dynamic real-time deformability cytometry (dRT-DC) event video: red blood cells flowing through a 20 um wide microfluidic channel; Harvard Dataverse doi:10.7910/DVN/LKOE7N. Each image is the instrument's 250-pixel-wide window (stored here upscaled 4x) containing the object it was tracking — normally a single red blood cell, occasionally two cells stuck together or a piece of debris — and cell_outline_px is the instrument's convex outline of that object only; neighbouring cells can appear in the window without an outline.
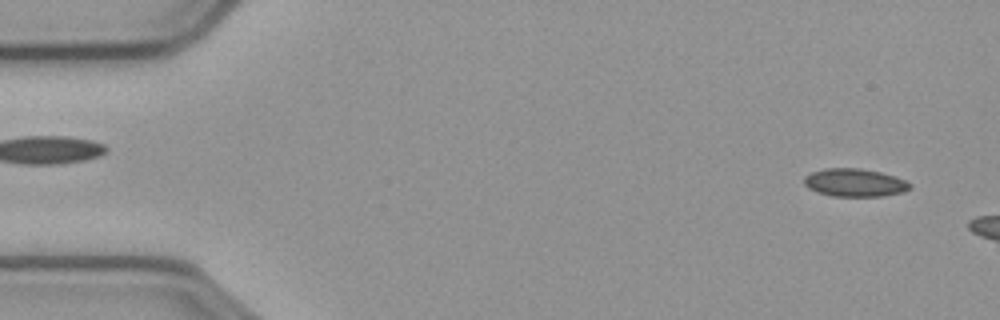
{"species": "common noctule bat (a hibernating species)", "species_latin": "Nyctalus noctula", "temperature_condition": "cold", "stored_images_in_passage": 8, "camera_frame_rate_fps": 3000, "um_per_image_px": 0.085, "animal": {"sex": "male", "body_mass_g": 23.1, "forearm_length_mm": 52.7}, "frame": {"image": 1, "passage_image": 3, "time_ms": 0.667, "image_size_px": [1000, 320], "cell_outline_px": [[912, 188], [904, 192], [884, 196], [832, 196], [816, 192], [808, 188], [804, 184], [804, 176], [812, 172], [824, 168], [860, 168], [880, 172], [896, 176], [912, 184]], "centroid_in_image_um": [72.66, 15.52], "position_along_channel_um": 12.3, "area_um2": 17.46}}